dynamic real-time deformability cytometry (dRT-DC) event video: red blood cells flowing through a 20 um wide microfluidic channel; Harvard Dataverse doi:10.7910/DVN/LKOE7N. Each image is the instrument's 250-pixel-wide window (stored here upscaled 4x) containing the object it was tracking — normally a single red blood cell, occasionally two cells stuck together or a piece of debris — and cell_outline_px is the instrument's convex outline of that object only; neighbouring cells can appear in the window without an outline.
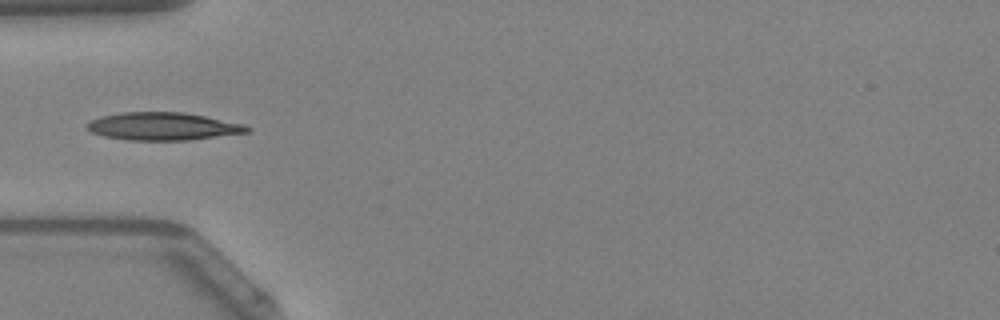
{"species": "Egyptian fruit bat (a non-hibernating species)", "species_latin": "Rousettus aegyptiacus", "temperature_condition": "warm", "stored_images_in_passage": 34, "camera_frame_rate_fps": 3000, "um_per_image_px": 0.085, "animal": {"sex": "female"}, "frame": {"image": 1, "passage_image": 1, "time_ms": 0.0, "image_size_px": [1000, 320], "cell_outline_px": [[252, 132], [188, 140], [128, 140], [104, 136], [92, 132], [84, 128], [92, 120], [100, 116], [120, 112], [184, 112], [244, 124], [252, 128]], "centroid_in_image_um": [13.87, 10.74], "position_along_channel_um": 71.1, "area_um2": 25.95}}